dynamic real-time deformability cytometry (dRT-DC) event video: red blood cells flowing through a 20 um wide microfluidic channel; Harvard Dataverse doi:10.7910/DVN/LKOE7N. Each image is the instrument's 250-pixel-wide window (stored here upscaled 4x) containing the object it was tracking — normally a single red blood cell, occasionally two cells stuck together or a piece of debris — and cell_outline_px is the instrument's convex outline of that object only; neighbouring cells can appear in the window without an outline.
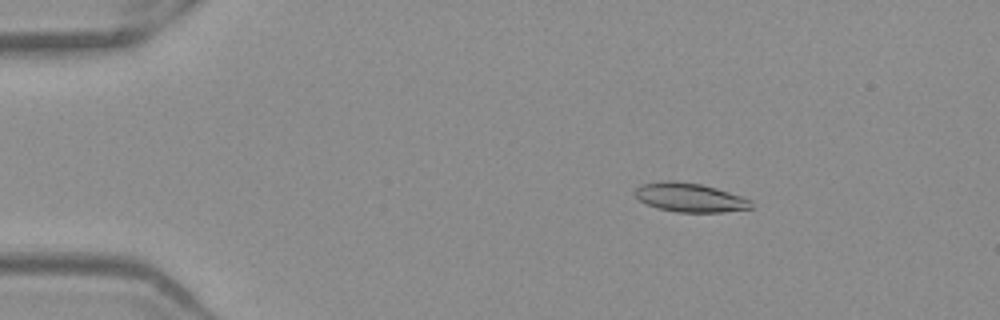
{"species": "Egyptian fruit bat (a non-hibernating species)", "species_latin": "Rousettus aegyptiacus", "temperature_condition": "warm", "stored_images_in_passage": 51, "camera_frame_rate_fps": 3000, "um_per_image_px": 0.085, "frame": {"image": 1, "passage_image": 8, "time_ms": 2.333, "image_size_px": [1000, 320], "cell_outline_px": [[752, 208], [724, 212], [676, 212], [656, 208], [640, 200], [632, 192], [640, 184], [664, 180], [676, 180], [700, 184], [716, 188], [752, 200]], "centroid_in_image_um": [58.6, 16.78], "position_along_channel_um": 26.4, "area_um2": 19.71}}
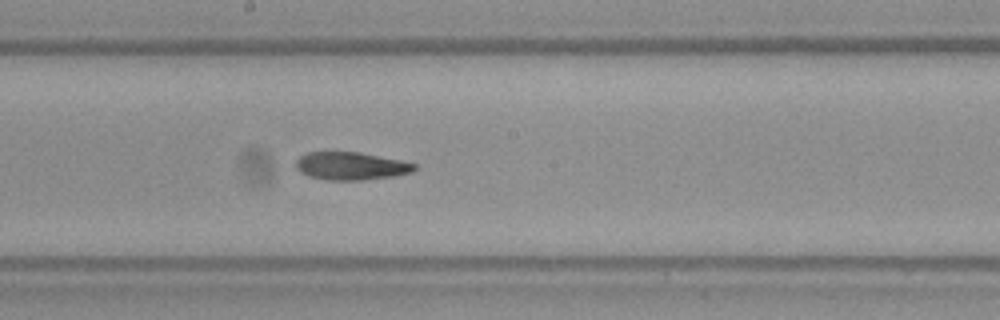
{"frame": {"image": 2, "passage_image": 28, "time_ms": 9.0, "image_size_px": [1000, 320], "cell_outline_px": [[416, 168], [412, 172], [392, 176], [360, 180], [328, 180], [308, 176], [300, 172], [296, 168], [296, 160], [300, 156], [308, 152], [360, 152], [400, 160], [416, 164]], "centroid_in_image_um": [29.81, 14.11], "position_along_channel_um": 218.4, "area_um2": 19.13}}
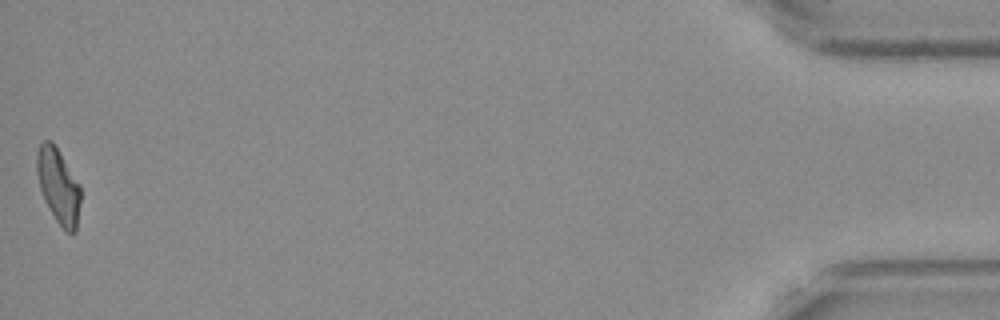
{"frame": {"image": 3, "passage_image": 51, "time_ms": 16.667, "image_size_px": [1000, 320], "cell_outline_px": [[80, 200], [76, 232], [72, 236], [64, 232], [56, 220], [44, 200], [40, 188], [36, 172], [36, 152], [40, 144], [44, 140], [52, 140], [80, 184]], "centroid_in_image_um": [4.96, 15.83], "position_along_channel_um": 430.2, "area_um2": 19.36}, "authors_computed_cell_mechanics": {"area_um2": 19.652, "velocity_mm_per_s": 3.9786, "shape_relaxation_time_tau1_ms": 10.9695, "shape_relaxation_time_tau2_ms": 4.3107, "deformation_change_tau1": 0.2947, "deformation_change_tau2": 0.1358}}